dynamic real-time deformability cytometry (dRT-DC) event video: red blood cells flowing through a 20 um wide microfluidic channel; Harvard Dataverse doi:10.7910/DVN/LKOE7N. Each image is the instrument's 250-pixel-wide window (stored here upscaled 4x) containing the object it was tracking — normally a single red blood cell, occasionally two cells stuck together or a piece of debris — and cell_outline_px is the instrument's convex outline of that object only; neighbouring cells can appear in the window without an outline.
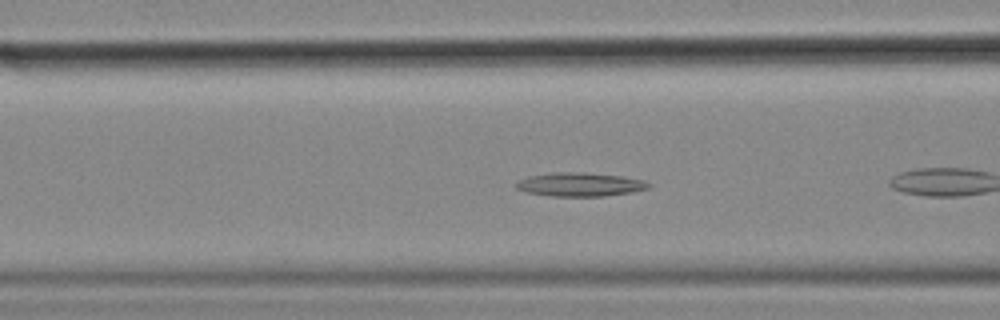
{"species": "common noctule bat (a hibernating species)", "species_latin": "Nyctalus noctula", "temperature_condition": "cold", "stored_images_in_passage": 41, "camera_frame_rate_fps": 3000, "um_per_image_px": 0.085, "animal": {"sex": "female", "body_mass_g": 18.4}, "frame": {"image": 1, "passage_image": 6, "time_ms": 1.667, "image_size_px": [1000, 320], "cell_outline_px": [[652, 184], [648, 188], [632, 192], [604, 196], [548, 196], [528, 192], [516, 188], [516, 184], [520, 180], [532, 176], [552, 172], [584, 172], [620, 176], [644, 180]], "centroid_in_image_um": [49.33, 15.68], "position_along_channel_um": 117.3, "area_um2": 18.15}}
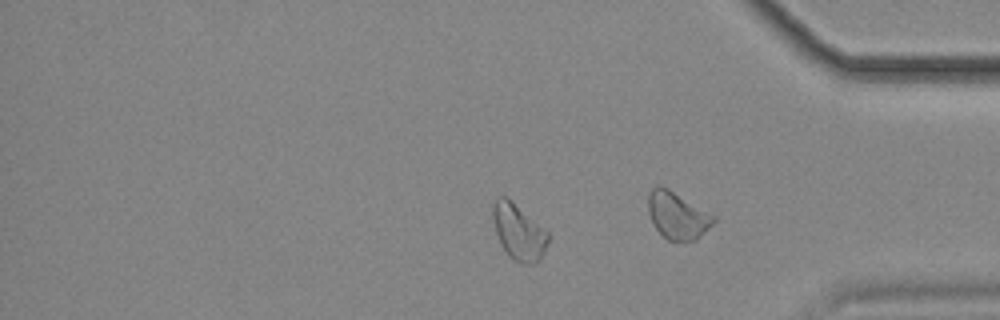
{"frame": {"image": 2, "passage_image": 31, "time_ms": 10.0, "image_size_px": [1000, 320], "cell_outline_px": [[548, 244], [540, 260], [536, 264], [520, 264], [512, 260], [500, 244], [496, 232], [492, 216], [492, 208], [496, 196], [504, 196], [548, 232]], "centroid_in_image_um": [44.07, 19.77], "position_along_channel_um": 391.1, "area_um2": 17.8}}